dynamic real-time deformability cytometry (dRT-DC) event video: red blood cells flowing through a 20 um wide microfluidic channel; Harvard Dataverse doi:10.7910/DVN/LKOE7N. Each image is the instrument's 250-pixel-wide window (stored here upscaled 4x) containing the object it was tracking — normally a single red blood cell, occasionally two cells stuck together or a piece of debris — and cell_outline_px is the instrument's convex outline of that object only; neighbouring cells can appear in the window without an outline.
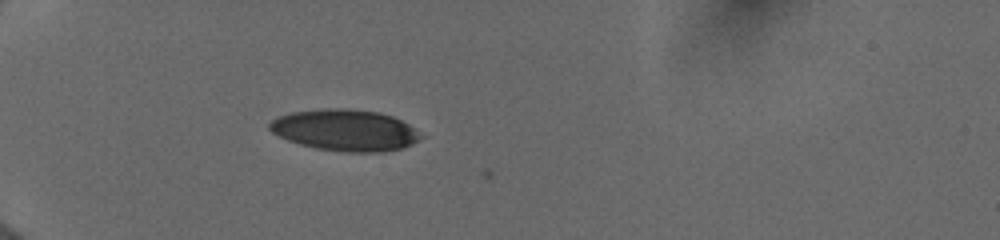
{"species": "human", "species_latin": "Homo sapiens", "temperature_condition": "cold", "stored_images_in_passage": 31, "camera_frame_rate_fps": 3000, "um_per_image_px": 0.085, "donor": {"sex": "female"}, "frame": {"image": 1, "passage_image": 1, "time_ms": 0.0, "image_size_px": [1000, 240], "cell_outline_px": [[428, 136], [404, 148], [380, 152], [344, 152], [316, 148], [300, 144], [288, 140], [272, 132], [268, 128], [268, 124], [276, 116], [292, 112], [324, 108], [348, 108], [380, 112], [392, 116], [408, 124]], "centroid_in_image_um": [29.38, 11.06], "position_along_channel_um": 55.6, "area_um2": 36.93}}
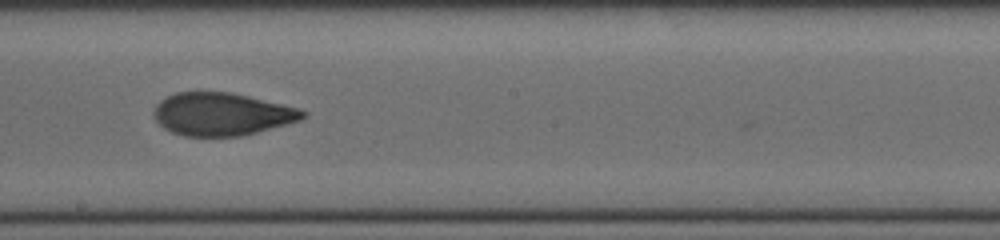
{"frame": {"image": 2, "passage_image": 16, "time_ms": 5.0, "image_size_px": [1000, 240], "cell_outline_px": [[308, 116], [300, 120], [256, 132], [240, 136], [184, 136], [172, 132], [164, 128], [156, 120], [152, 112], [156, 104], [160, 100], [176, 92], [232, 92], [300, 108], [308, 112]], "centroid_in_image_um": [18.86, 9.69], "position_along_channel_um": 229.3, "area_um2": 37.17}}
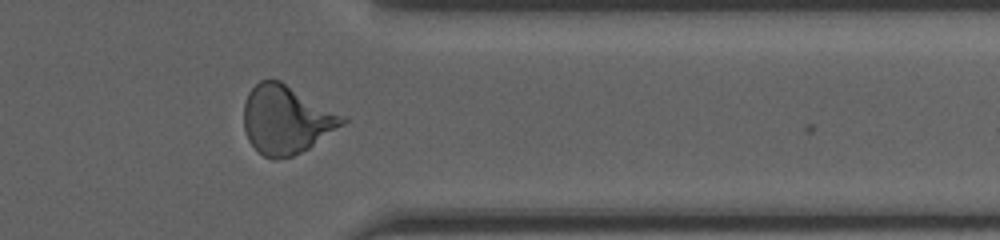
{"frame": {"image": 3, "passage_image": 28, "time_ms": 9.0, "image_size_px": [1000, 240], "cell_outline_px": [[348, 120], [344, 124], [308, 148], [292, 156], [276, 160], [272, 160], [264, 156], [248, 140], [244, 128], [244, 104], [248, 92], [260, 80], [280, 80], [348, 116]], "centroid_in_image_um": [24.35, 10.15], "position_along_channel_um": 387.0, "area_um2": 39.48}, "authors_computed_cell_mechanics": {"area_um2": 37.4544, "velocity_mm_per_s": 4.0144, "shape_relaxation_time_tau1_ms": 5.4601, "shape_relaxation_time_tau2_ms": 1.5503, "deformation_change_tau1": 0.1989, "deformation_change_tau2": 0.0831}}